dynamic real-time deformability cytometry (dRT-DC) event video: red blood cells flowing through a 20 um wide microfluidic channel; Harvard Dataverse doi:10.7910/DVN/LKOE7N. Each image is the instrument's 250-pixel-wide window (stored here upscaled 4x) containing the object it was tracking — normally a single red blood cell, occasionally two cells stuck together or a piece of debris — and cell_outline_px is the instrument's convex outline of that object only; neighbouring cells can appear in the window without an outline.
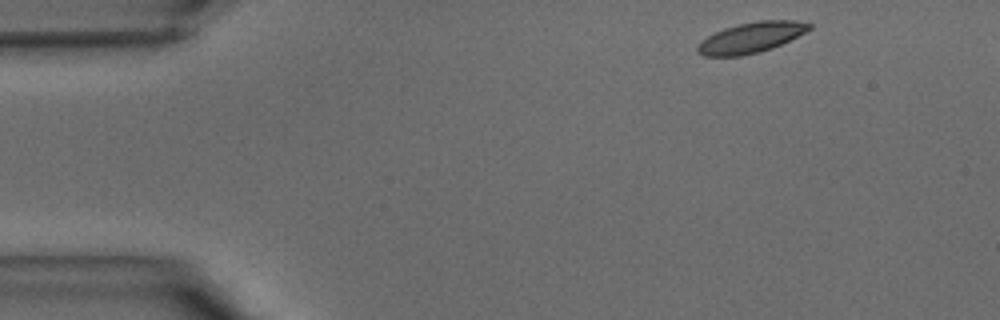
{"species": "common noctule bat (a hibernating species)", "species_latin": "Nyctalus noctula", "temperature_condition": "warm", "stored_images_in_passage": 36, "camera_frame_rate_fps": 3000, "um_per_image_px": 0.085, "animal": {"sex": "male", "body_mass_g": 15.6}, "frame": {"image": 1, "passage_image": 1, "time_ms": 0.0, "image_size_px": [1000, 320], "cell_outline_px": [[812, 28], [772, 48], [760, 52], [740, 56], [704, 56], [696, 52], [696, 44], [700, 40], [724, 28], [740, 24], [760, 20], [796, 20], [812, 24]], "centroid_in_image_um": [63.79, 3.2], "position_along_channel_um": 21.2, "area_um2": 19.77}}
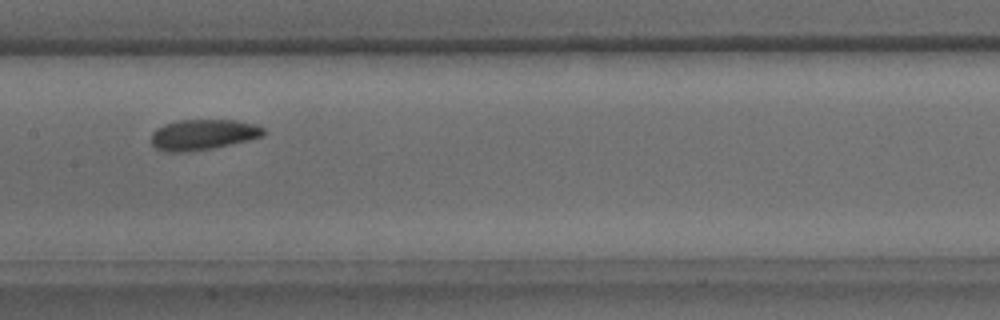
{"frame": {"image": 2, "passage_image": 16, "time_ms": 5.0, "image_size_px": [1000, 320], "cell_outline_px": [[268, 132], [264, 136], [248, 140], [212, 148], [184, 152], [164, 152], [156, 148], [152, 144], [152, 132], [156, 128], [164, 124], [180, 120], [236, 120], [256, 124], [264, 128]], "centroid_in_image_um": [17.28, 11.44], "position_along_channel_um": 190.1, "area_um2": 20.11}}
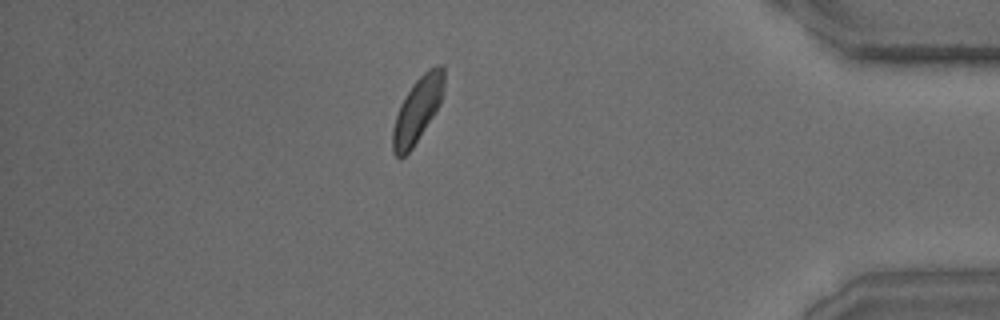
{"frame": {"image": 3, "passage_image": 31, "time_ms": 10.0, "image_size_px": [1000, 320], "cell_outline_px": [[444, 92], [440, 104], [412, 148], [400, 160], [392, 152], [392, 128], [400, 104], [412, 84], [428, 68], [436, 64], [444, 64]], "centroid_in_image_um": [35.49, 9.31], "position_along_channel_um": 399.7, "area_um2": 19.54}}